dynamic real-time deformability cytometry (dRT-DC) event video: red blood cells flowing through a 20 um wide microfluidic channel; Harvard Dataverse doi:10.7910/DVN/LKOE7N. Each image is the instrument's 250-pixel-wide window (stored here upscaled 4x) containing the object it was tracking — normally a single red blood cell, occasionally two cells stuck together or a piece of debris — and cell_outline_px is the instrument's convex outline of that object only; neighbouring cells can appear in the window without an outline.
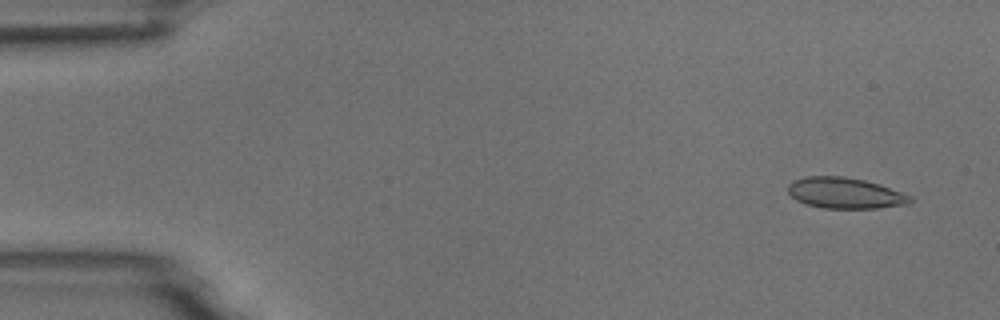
{"species": "common noctule bat (a hibernating species)", "species_latin": "Nyctalus noctula", "temperature_condition": "room temperature", "stored_images_in_passage": 5, "camera_frame_rate_fps": 3000, "um_per_image_px": 0.085, "animal": {"sex": "male", "body_mass_g": 18.8}, "frame": {"image": 1, "passage_image": 1, "time_ms": 0.0, "image_size_px": [1000, 320], "cell_outline_px": [[916, 200], [912, 204], [876, 208], [824, 208], [804, 204], [796, 200], [788, 192], [788, 184], [792, 180], [804, 176], [844, 176], [864, 180], [880, 184], [912, 196]], "centroid_in_image_um": [71.86, 16.41], "position_along_channel_um": 13.1, "area_um2": 22.37}}
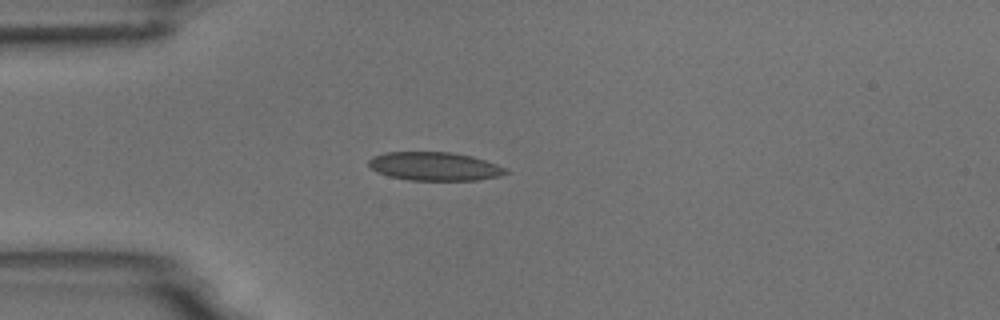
{"frame": {"image": 2, "passage_image": 4, "time_ms": 3.667, "image_size_px": [1000, 320], "cell_outline_px": [[508, 172], [500, 176], [476, 180], [408, 180], [388, 176], [376, 172], [368, 164], [368, 160], [372, 156], [384, 152], [448, 152], [472, 156], [508, 168]], "centroid_in_image_um": [36.91, 14.14], "position_along_channel_um": 48.1, "area_um2": 22.83}}